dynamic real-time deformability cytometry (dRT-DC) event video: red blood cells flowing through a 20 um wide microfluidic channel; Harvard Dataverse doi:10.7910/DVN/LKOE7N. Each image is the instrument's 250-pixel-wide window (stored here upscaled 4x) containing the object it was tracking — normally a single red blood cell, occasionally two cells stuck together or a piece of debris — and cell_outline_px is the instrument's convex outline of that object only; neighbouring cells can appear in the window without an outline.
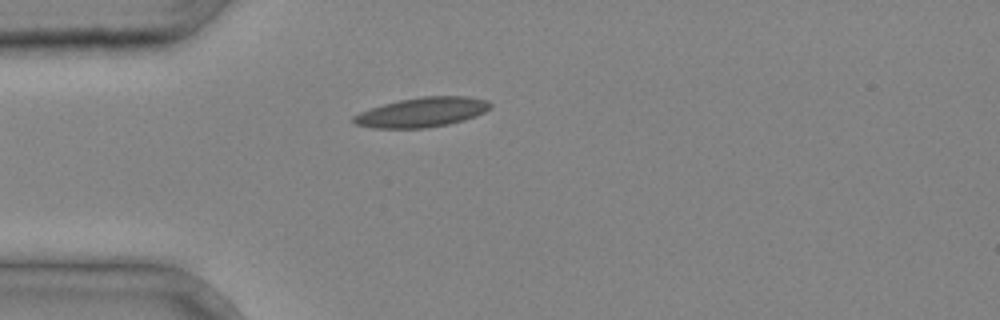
{"species": "common noctule bat (a hibernating species)", "species_latin": "Nyctalus noctula", "temperature_condition": "cold", "stored_images_in_passage": 2, "camera_frame_rate_fps": 3000, "um_per_image_px": 0.085, "animal": {"sex": "male", "body_mass_g": 20.4}, "frame": {"image": 1, "passage_image": 2, "time_ms": 0.333, "image_size_px": [1000, 320], "cell_outline_px": [[492, 104], [484, 112], [476, 116], [464, 120], [448, 124], [428, 128], [372, 128], [356, 124], [352, 120], [352, 116], [360, 112], [384, 104], [400, 100], [424, 96], [468, 96], [488, 100]], "centroid_in_image_um": [35.88, 9.54], "position_along_channel_um": 49.1, "area_um2": 23.52}}